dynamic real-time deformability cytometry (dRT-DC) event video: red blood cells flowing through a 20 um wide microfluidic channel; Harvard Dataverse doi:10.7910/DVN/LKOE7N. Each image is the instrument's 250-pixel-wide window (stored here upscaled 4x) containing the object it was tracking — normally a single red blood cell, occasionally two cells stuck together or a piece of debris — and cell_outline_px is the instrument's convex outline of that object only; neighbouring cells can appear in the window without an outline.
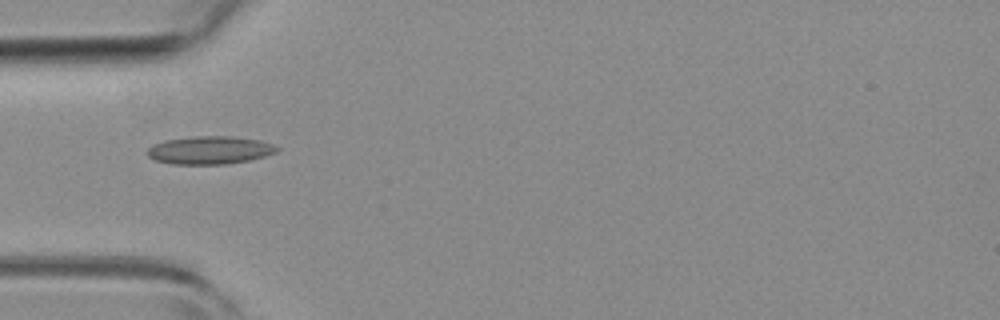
{"species": "common noctule bat (a hibernating species)", "species_latin": "Nyctalus noctula", "temperature_condition": "room temperature", "stored_images_in_passage": 5, "camera_frame_rate_fps": 3000, "um_per_image_px": 0.085, "animal": {"sex": "female", "body_mass_g": 19.3, "forearm_length_mm": 54.1}, "frame": {"image": 1, "passage_image": 5, "time_ms": 1.333, "image_size_px": [1000, 320], "cell_outline_px": [[280, 148], [276, 152], [264, 156], [248, 160], [224, 164], [172, 164], [156, 160], [148, 156], [144, 152], [152, 144], [164, 140], [192, 136], [232, 136], [260, 140], [272, 144]], "centroid_in_image_um": [17.78, 12.75], "position_along_channel_um": 67.2, "area_um2": 21.21}}